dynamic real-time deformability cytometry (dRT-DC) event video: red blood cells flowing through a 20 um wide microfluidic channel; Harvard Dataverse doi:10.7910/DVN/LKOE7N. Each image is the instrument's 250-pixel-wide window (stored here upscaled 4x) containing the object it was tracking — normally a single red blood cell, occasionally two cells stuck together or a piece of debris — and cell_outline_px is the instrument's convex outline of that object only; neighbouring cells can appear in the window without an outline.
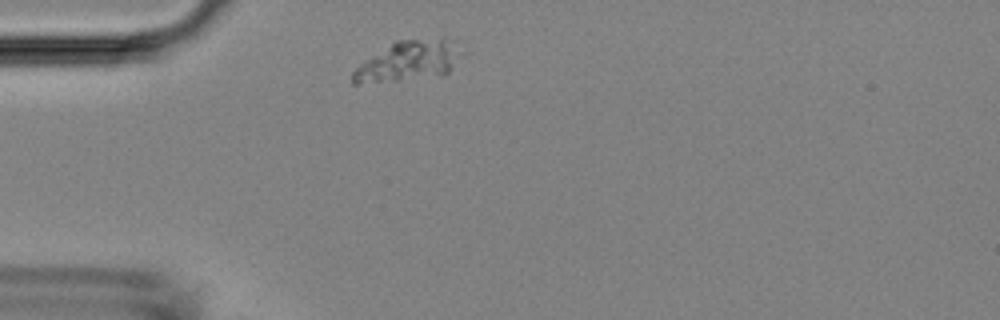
{"species": "Egyptian fruit bat (a non-hibernating species)", "species_latin": "Rousettus aegyptiacus", "temperature_condition": "room temperature", "stored_images_in_passage": 2, "camera_frame_rate_fps": 3000, "um_per_image_px": 0.085, "animal": {"sex": "female"}, "frame": {"image": 1, "passage_image": 1, "time_ms": 0.0, "image_size_px": [1000, 320], "cell_outline_px": [[468, 52], [444, 76], [360, 84], [352, 84], [352, 72], [360, 64], [396, 40], [444, 36]], "centroid_in_image_um": [34.85, 5.17], "position_along_channel_um": 50.2, "area_um2": 26.24}}